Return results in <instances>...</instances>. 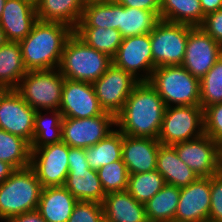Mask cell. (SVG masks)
Instances as JSON below:
<instances>
[{
  "label": "cell",
  "instance_id": "6da1fadb",
  "mask_svg": "<svg viewBox=\"0 0 222 222\" xmlns=\"http://www.w3.org/2000/svg\"><path fill=\"white\" fill-rule=\"evenodd\" d=\"M165 108L163 99L148 81H140L116 116V128L124 135L157 139Z\"/></svg>",
  "mask_w": 222,
  "mask_h": 222
},
{
  "label": "cell",
  "instance_id": "7a4b0ae2",
  "mask_svg": "<svg viewBox=\"0 0 222 222\" xmlns=\"http://www.w3.org/2000/svg\"><path fill=\"white\" fill-rule=\"evenodd\" d=\"M74 29L60 22L37 20L19 42L27 71L58 68L66 41Z\"/></svg>",
  "mask_w": 222,
  "mask_h": 222
},
{
  "label": "cell",
  "instance_id": "3957f363",
  "mask_svg": "<svg viewBox=\"0 0 222 222\" xmlns=\"http://www.w3.org/2000/svg\"><path fill=\"white\" fill-rule=\"evenodd\" d=\"M112 64V58L87 45L74 32L66 41L58 70L70 80L93 83Z\"/></svg>",
  "mask_w": 222,
  "mask_h": 222
},
{
  "label": "cell",
  "instance_id": "277c9868",
  "mask_svg": "<svg viewBox=\"0 0 222 222\" xmlns=\"http://www.w3.org/2000/svg\"><path fill=\"white\" fill-rule=\"evenodd\" d=\"M42 188L30 166L16 169L0 185V221L37 210Z\"/></svg>",
  "mask_w": 222,
  "mask_h": 222
},
{
  "label": "cell",
  "instance_id": "5b68a950",
  "mask_svg": "<svg viewBox=\"0 0 222 222\" xmlns=\"http://www.w3.org/2000/svg\"><path fill=\"white\" fill-rule=\"evenodd\" d=\"M148 83L159 93L166 107L200 106V79L182 65L156 67Z\"/></svg>",
  "mask_w": 222,
  "mask_h": 222
},
{
  "label": "cell",
  "instance_id": "8992f818",
  "mask_svg": "<svg viewBox=\"0 0 222 222\" xmlns=\"http://www.w3.org/2000/svg\"><path fill=\"white\" fill-rule=\"evenodd\" d=\"M65 77L56 69L28 71L16 87L36 111L59 110Z\"/></svg>",
  "mask_w": 222,
  "mask_h": 222
},
{
  "label": "cell",
  "instance_id": "52a82bcc",
  "mask_svg": "<svg viewBox=\"0 0 222 222\" xmlns=\"http://www.w3.org/2000/svg\"><path fill=\"white\" fill-rule=\"evenodd\" d=\"M189 25L160 20L150 32L154 69L159 66L182 65L185 57Z\"/></svg>",
  "mask_w": 222,
  "mask_h": 222
},
{
  "label": "cell",
  "instance_id": "ba28073f",
  "mask_svg": "<svg viewBox=\"0 0 222 222\" xmlns=\"http://www.w3.org/2000/svg\"><path fill=\"white\" fill-rule=\"evenodd\" d=\"M204 134L201 106L166 107L158 140L163 145H174Z\"/></svg>",
  "mask_w": 222,
  "mask_h": 222
},
{
  "label": "cell",
  "instance_id": "9c48e42d",
  "mask_svg": "<svg viewBox=\"0 0 222 222\" xmlns=\"http://www.w3.org/2000/svg\"><path fill=\"white\" fill-rule=\"evenodd\" d=\"M172 146L178 157L199 177H211L222 172V148L205 133Z\"/></svg>",
  "mask_w": 222,
  "mask_h": 222
},
{
  "label": "cell",
  "instance_id": "30bf717a",
  "mask_svg": "<svg viewBox=\"0 0 222 222\" xmlns=\"http://www.w3.org/2000/svg\"><path fill=\"white\" fill-rule=\"evenodd\" d=\"M116 129V117L104 112L90 118H62V141L72 148H88Z\"/></svg>",
  "mask_w": 222,
  "mask_h": 222
},
{
  "label": "cell",
  "instance_id": "8fae6325",
  "mask_svg": "<svg viewBox=\"0 0 222 222\" xmlns=\"http://www.w3.org/2000/svg\"><path fill=\"white\" fill-rule=\"evenodd\" d=\"M139 82L132 74L112 63L92 85L104 112L116 117Z\"/></svg>",
  "mask_w": 222,
  "mask_h": 222
},
{
  "label": "cell",
  "instance_id": "7c38bea8",
  "mask_svg": "<svg viewBox=\"0 0 222 222\" xmlns=\"http://www.w3.org/2000/svg\"><path fill=\"white\" fill-rule=\"evenodd\" d=\"M69 146L63 141L31 149L30 167L42 187L64 186L68 175Z\"/></svg>",
  "mask_w": 222,
  "mask_h": 222
},
{
  "label": "cell",
  "instance_id": "4fadbf2b",
  "mask_svg": "<svg viewBox=\"0 0 222 222\" xmlns=\"http://www.w3.org/2000/svg\"><path fill=\"white\" fill-rule=\"evenodd\" d=\"M112 63L139 81H148L154 70L150 33L123 38Z\"/></svg>",
  "mask_w": 222,
  "mask_h": 222
},
{
  "label": "cell",
  "instance_id": "5bb4252c",
  "mask_svg": "<svg viewBox=\"0 0 222 222\" xmlns=\"http://www.w3.org/2000/svg\"><path fill=\"white\" fill-rule=\"evenodd\" d=\"M222 55V45L217 43L200 26H189L185 57L182 66L201 79Z\"/></svg>",
  "mask_w": 222,
  "mask_h": 222
},
{
  "label": "cell",
  "instance_id": "9a60e30c",
  "mask_svg": "<svg viewBox=\"0 0 222 222\" xmlns=\"http://www.w3.org/2000/svg\"><path fill=\"white\" fill-rule=\"evenodd\" d=\"M35 113L15 89H8L0 98V129L31 144Z\"/></svg>",
  "mask_w": 222,
  "mask_h": 222
},
{
  "label": "cell",
  "instance_id": "2e32d148",
  "mask_svg": "<svg viewBox=\"0 0 222 222\" xmlns=\"http://www.w3.org/2000/svg\"><path fill=\"white\" fill-rule=\"evenodd\" d=\"M62 117L90 118L104 113L92 83L65 78L59 107Z\"/></svg>",
  "mask_w": 222,
  "mask_h": 222
},
{
  "label": "cell",
  "instance_id": "e0dca14e",
  "mask_svg": "<svg viewBox=\"0 0 222 222\" xmlns=\"http://www.w3.org/2000/svg\"><path fill=\"white\" fill-rule=\"evenodd\" d=\"M210 177H198L186 187L180 188L175 221L206 222L210 211Z\"/></svg>",
  "mask_w": 222,
  "mask_h": 222
},
{
  "label": "cell",
  "instance_id": "ac0fdd59",
  "mask_svg": "<svg viewBox=\"0 0 222 222\" xmlns=\"http://www.w3.org/2000/svg\"><path fill=\"white\" fill-rule=\"evenodd\" d=\"M158 139L123 134L122 160L129 174L156 170L160 146Z\"/></svg>",
  "mask_w": 222,
  "mask_h": 222
},
{
  "label": "cell",
  "instance_id": "d6986e66",
  "mask_svg": "<svg viewBox=\"0 0 222 222\" xmlns=\"http://www.w3.org/2000/svg\"><path fill=\"white\" fill-rule=\"evenodd\" d=\"M36 6L26 0H6L0 18L8 42L22 41L37 21Z\"/></svg>",
  "mask_w": 222,
  "mask_h": 222
},
{
  "label": "cell",
  "instance_id": "ffe728a7",
  "mask_svg": "<svg viewBox=\"0 0 222 222\" xmlns=\"http://www.w3.org/2000/svg\"><path fill=\"white\" fill-rule=\"evenodd\" d=\"M77 201L64 186L43 187L37 211L46 222H67Z\"/></svg>",
  "mask_w": 222,
  "mask_h": 222
},
{
  "label": "cell",
  "instance_id": "44dd1931",
  "mask_svg": "<svg viewBox=\"0 0 222 222\" xmlns=\"http://www.w3.org/2000/svg\"><path fill=\"white\" fill-rule=\"evenodd\" d=\"M102 207L104 218L109 222H148L145 204L127 191L106 194Z\"/></svg>",
  "mask_w": 222,
  "mask_h": 222
},
{
  "label": "cell",
  "instance_id": "7402d4cb",
  "mask_svg": "<svg viewBox=\"0 0 222 222\" xmlns=\"http://www.w3.org/2000/svg\"><path fill=\"white\" fill-rule=\"evenodd\" d=\"M156 170L163 176L166 184L183 188L199 176L179 157L172 145L160 144Z\"/></svg>",
  "mask_w": 222,
  "mask_h": 222
},
{
  "label": "cell",
  "instance_id": "603a6c76",
  "mask_svg": "<svg viewBox=\"0 0 222 222\" xmlns=\"http://www.w3.org/2000/svg\"><path fill=\"white\" fill-rule=\"evenodd\" d=\"M64 187L78 201H92L102 204L106 196L97 170L91 168H68Z\"/></svg>",
  "mask_w": 222,
  "mask_h": 222
},
{
  "label": "cell",
  "instance_id": "cb8c5ba5",
  "mask_svg": "<svg viewBox=\"0 0 222 222\" xmlns=\"http://www.w3.org/2000/svg\"><path fill=\"white\" fill-rule=\"evenodd\" d=\"M85 5V0H38L37 19L64 23L75 29Z\"/></svg>",
  "mask_w": 222,
  "mask_h": 222
},
{
  "label": "cell",
  "instance_id": "d4e9b609",
  "mask_svg": "<svg viewBox=\"0 0 222 222\" xmlns=\"http://www.w3.org/2000/svg\"><path fill=\"white\" fill-rule=\"evenodd\" d=\"M160 21V12H152L118 3L117 30L123 38L150 33Z\"/></svg>",
  "mask_w": 222,
  "mask_h": 222
},
{
  "label": "cell",
  "instance_id": "484cf974",
  "mask_svg": "<svg viewBox=\"0 0 222 222\" xmlns=\"http://www.w3.org/2000/svg\"><path fill=\"white\" fill-rule=\"evenodd\" d=\"M19 42H7L0 47V87L16 89L27 73Z\"/></svg>",
  "mask_w": 222,
  "mask_h": 222
},
{
  "label": "cell",
  "instance_id": "4316f807",
  "mask_svg": "<svg viewBox=\"0 0 222 222\" xmlns=\"http://www.w3.org/2000/svg\"><path fill=\"white\" fill-rule=\"evenodd\" d=\"M160 20L192 27L203 23L200 0H161Z\"/></svg>",
  "mask_w": 222,
  "mask_h": 222
},
{
  "label": "cell",
  "instance_id": "83f0119b",
  "mask_svg": "<svg viewBox=\"0 0 222 222\" xmlns=\"http://www.w3.org/2000/svg\"><path fill=\"white\" fill-rule=\"evenodd\" d=\"M62 118L59 110L36 111L31 149L62 141Z\"/></svg>",
  "mask_w": 222,
  "mask_h": 222
},
{
  "label": "cell",
  "instance_id": "f1b7e54d",
  "mask_svg": "<svg viewBox=\"0 0 222 222\" xmlns=\"http://www.w3.org/2000/svg\"><path fill=\"white\" fill-rule=\"evenodd\" d=\"M180 188L166 184L145 203L148 222H170L175 218Z\"/></svg>",
  "mask_w": 222,
  "mask_h": 222
},
{
  "label": "cell",
  "instance_id": "f546056e",
  "mask_svg": "<svg viewBox=\"0 0 222 222\" xmlns=\"http://www.w3.org/2000/svg\"><path fill=\"white\" fill-rule=\"evenodd\" d=\"M122 142L123 133L116 128L106 138L86 148L89 168L98 170L108 163L122 160Z\"/></svg>",
  "mask_w": 222,
  "mask_h": 222
},
{
  "label": "cell",
  "instance_id": "4dcf8cb0",
  "mask_svg": "<svg viewBox=\"0 0 222 222\" xmlns=\"http://www.w3.org/2000/svg\"><path fill=\"white\" fill-rule=\"evenodd\" d=\"M74 33L87 45L113 58L123 37L117 29L103 27H76Z\"/></svg>",
  "mask_w": 222,
  "mask_h": 222
},
{
  "label": "cell",
  "instance_id": "1f68e13d",
  "mask_svg": "<svg viewBox=\"0 0 222 222\" xmlns=\"http://www.w3.org/2000/svg\"><path fill=\"white\" fill-rule=\"evenodd\" d=\"M0 160L12 165L15 169L30 166L31 144L3 129H0Z\"/></svg>",
  "mask_w": 222,
  "mask_h": 222
},
{
  "label": "cell",
  "instance_id": "d6a6232c",
  "mask_svg": "<svg viewBox=\"0 0 222 222\" xmlns=\"http://www.w3.org/2000/svg\"><path fill=\"white\" fill-rule=\"evenodd\" d=\"M118 2H93L85 5L77 27L117 29Z\"/></svg>",
  "mask_w": 222,
  "mask_h": 222
},
{
  "label": "cell",
  "instance_id": "836d02e7",
  "mask_svg": "<svg viewBox=\"0 0 222 222\" xmlns=\"http://www.w3.org/2000/svg\"><path fill=\"white\" fill-rule=\"evenodd\" d=\"M165 185L163 176L157 170L129 174L127 192L138 202L145 204Z\"/></svg>",
  "mask_w": 222,
  "mask_h": 222
},
{
  "label": "cell",
  "instance_id": "e575fe53",
  "mask_svg": "<svg viewBox=\"0 0 222 222\" xmlns=\"http://www.w3.org/2000/svg\"><path fill=\"white\" fill-rule=\"evenodd\" d=\"M222 103V55L200 79V106L203 110Z\"/></svg>",
  "mask_w": 222,
  "mask_h": 222
},
{
  "label": "cell",
  "instance_id": "d590c367",
  "mask_svg": "<svg viewBox=\"0 0 222 222\" xmlns=\"http://www.w3.org/2000/svg\"><path fill=\"white\" fill-rule=\"evenodd\" d=\"M105 194L127 191L129 173L123 160H117L97 170Z\"/></svg>",
  "mask_w": 222,
  "mask_h": 222
},
{
  "label": "cell",
  "instance_id": "8d00e7d4",
  "mask_svg": "<svg viewBox=\"0 0 222 222\" xmlns=\"http://www.w3.org/2000/svg\"><path fill=\"white\" fill-rule=\"evenodd\" d=\"M204 133L222 148V103L206 107L203 110Z\"/></svg>",
  "mask_w": 222,
  "mask_h": 222
},
{
  "label": "cell",
  "instance_id": "74e56055",
  "mask_svg": "<svg viewBox=\"0 0 222 222\" xmlns=\"http://www.w3.org/2000/svg\"><path fill=\"white\" fill-rule=\"evenodd\" d=\"M104 218L102 204L77 201L67 222H101Z\"/></svg>",
  "mask_w": 222,
  "mask_h": 222
},
{
  "label": "cell",
  "instance_id": "f35d334b",
  "mask_svg": "<svg viewBox=\"0 0 222 222\" xmlns=\"http://www.w3.org/2000/svg\"><path fill=\"white\" fill-rule=\"evenodd\" d=\"M210 199L208 221L222 222V172L210 177Z\"/></svg>",
  "mask_w": 222,
  "mask_h": 222
},
{
  "label": "cell",
  "instance_id": "ab89813d",
  "mask_svg": "<svg viewBox=\"0 0 222 222\" xmlns=\"http://www.w3.org/2000/svg\"><path fill=\"white\" fill-rule=\"evenodd\" d=\"M200 27L217 43L222 45V8L207 14Z\"/></svg>",
  "mask_w": 222,
  "mask_h": 222
},
{
  "label": "cell",
  "instance_id": "60d3db41",
  "mask_svg": "<svg viewBox=\"0 0 222 222\" xmlns=\"http://www.w3.org/2000/svg\"><path fill=\"white\" fill-rule=\"evenodd\" d=\"M68 168H89L86 158V148L69 147Z\"/></svg>",
  "mask_w": 222,
  "mask_h": 222
},
{
  "label": "cell",
  "instance_id": "b9f144b4",
  "mask_svg": "<svg viewBox=\"0 0 222 222\" xmlns=\"http://www.w3.org/2000/svg\"><path fill=\"white\" fill-rule=\"evenodd\" d=\"M124 7L138 8L142 10L159 12L161 0H116Z\"/></svg>",
  "mask_w": 222,
  "mask_h": 222
},
{
  "label": "cell",
  "instance_id": "7bdbcfd3",
  "mask_svg": "<svg viewBox=\"0 0 222 222\" xmlns=\"http://www.w3.org/2000/svg\"><path fill=\"white\" fill-rule=\"evenodd\" d=\"M5 222H46L37 210L14 216Z\"/></svg>",
  "mask_w": 222,
  "mask_h": 222
},
{
  "label": "cell",
  "instance_id": "ee69618b",
  "mask_svg": "<svg viewBox=\"0 0 222 222\" xmlns=\"http://www.w3.org/2000/svg\"><path fill=\"white\" fill-rule=\"evenodd\" d=\"M200 3L204 16L222 8V0H200Z\"/></svg>",
  "mask_w": 222,
  "mask_h": 222
},
{
  "label": "cell",
  "instance_id": "f6af8a7d",
  "mask_svg": "<svg viewBox=\"0 0 222 222\" xmlns=\"http://www.w3.org/2000/svg\"><path fill=\"white\" fill-rule=\"evenodd\" d=\"M16 169L9 163L0 160V185L15 171Z\"/></svg>",
  "mask_w": 222,
  "mask_h": 222
},
{
  "label": "cell",
  "instance_id": "bcb514c9",
  "mask_svg": "<svg viewBox=\"0 0 222 222\" xmlns=\"http://www.w3.org/2000/svg\"><path fill=\"white\" fill-rule=\"evenodd\" d=\"M8 42L4 30L0 26V47Z\"/></svg>",
  "mask_w": 222,
  "mask_h": 222
},
{
  "label": "cell",
  "instance_id": "7dc6e473",
  "mask_svg": "<svg viewBox=\"0 0 222 222\" xmlns=\"http://www.w3.org/2000/svg\"><path fill=\"white\" fill-rule=\"evenodd\" d=\"M5 3H6V0H0V18H1Z\"/></svg>",
  "mask_w": 222,
  "mask_h": 222
},
{
  "label": "cell",
  "instance_id": "c3c4849f",
  "mask_svg": "<svg viewBox=\"0 0 222 222\" xmlns=\"http://www.w3.org/2000/svg\"><path fill=\"white\" fill-rule=\"evenodd\" d=\"M112 0H85L86 4L93 3V2H108Z\"/></svg>",
  "mask_w": 222,
  "mask_h": 222
},
{
  "label": "cell",
  "instance_id": "681fc988",
  "mask_svg": "<svg viewBox=\"0 0 222 222\" xmlns=\"http://www.w3.org/2000/svg\"><path fill=\"white\" fill-rule=\"evenodd\" d=\"M7 90H8L7 88L0 87V98Z\"/></svg>",
  "mask_w": 222,
  "mask_h": 222
},
{
  "label": "cell",
  "instance_id": "f907efd6",
  "mask_svg": "<svg viewBox=\"0 0 222 222\" xmlns=\"http://www.w3.org/2000/svg\"><path fill=\"white\" fill-rule=\"evenodd\" d=\"M26 1H28V2H30V3H32V4H34L35 6H36V4L38 3V0H26Z\"/></svg>",
  "mask_w": 222,
  "mask_h": 222
},
{
  "label": "cell",
  "instance_id": "816d5d0a",
  "mask_svg": "<svg viewBox=\"0 0 222 222\" xmlns=\"http://www.w3.org/2000/svg\"><path fill=\"white\" fill-rule=\"evenodd\" d=\"M101 222H109V221H107L105 218H103V220Z\"/></svg>",
  "mask_w": 222,
  "mask_h": 222
}]
</instances>
